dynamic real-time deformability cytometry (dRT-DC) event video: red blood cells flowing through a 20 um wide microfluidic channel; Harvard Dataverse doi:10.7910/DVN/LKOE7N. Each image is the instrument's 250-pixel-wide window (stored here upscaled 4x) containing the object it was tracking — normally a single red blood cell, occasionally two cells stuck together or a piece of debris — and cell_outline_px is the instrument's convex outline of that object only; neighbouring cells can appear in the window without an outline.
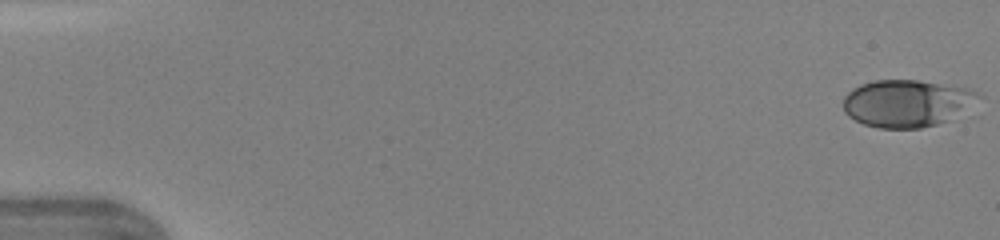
{"species": "human", "species_latin": "Homo sapiens", "temperature_condition": "warm", "stored_images_in_passage": 47, "camera_frame_rate_fps": 3000, "um_per_image_px": 0.085, "donor": {"sex": "female"}, "frame": {"image": 1, "passage_image": 1, "time_ms": 0.0, "image_size_px": [1000, 240], "cell_outline_px": [[984, 96], [944, 120], [936, 124], [920, 128], [880, 128], [864, 124], [848, 116], [844, 112], [844, 96], [852, 88], [860, 84], [876, 80], [916, 80], [968, 88], [980, 92]], "centroid_in_image_um": [77.02, 8.75], "position_along_channel_um": 8.0, "area_um2": 36.59}}
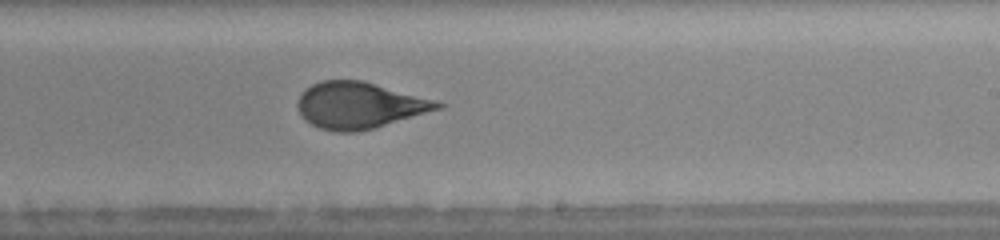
{"frame": {"image": 2, "passage_image": 29, "time_ms": 9.333, "image_size_px": [1000, 240], "cell_outline_px": [[444, 104], [440, 108], [372, 128], [352, 132], [336, 132], [320, 128], [304, 120], [296, 104], [300, 96], [312, 84], [320, 80], [364, 80], [432, 100]], "centroid_in_image_um": [30.47, 8.94], "position_along_channel_um": 258.5, "area_um2": 36.99}}
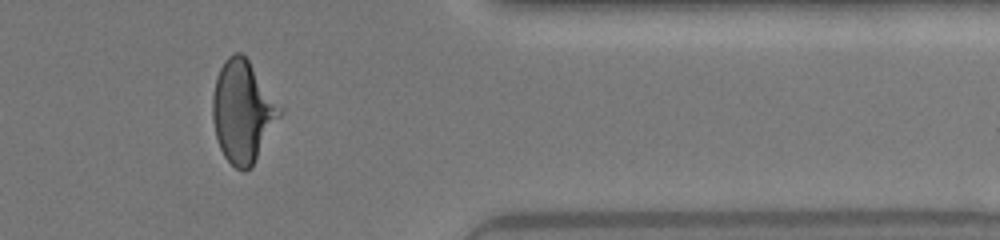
{"frame": {"image": 3, "passage_image": 39, "time_ms": 12.667, "image_size_px": [1000, 240], "cell_outline_px": [[284, 112], [252, 164], [244, 172], [236, 168], [224, 156], [220, 148], [216, 136], [212, 120], [212, 96], [216, 80], [220, 68], [224, 60], [228, 56], [236, 52], [240, 52], [248, 60], [284, 108]], "centroid_in_image_um": [20.64, 9.45], "position_along_channel_um": 390.8, "area_um2": 39.77}}